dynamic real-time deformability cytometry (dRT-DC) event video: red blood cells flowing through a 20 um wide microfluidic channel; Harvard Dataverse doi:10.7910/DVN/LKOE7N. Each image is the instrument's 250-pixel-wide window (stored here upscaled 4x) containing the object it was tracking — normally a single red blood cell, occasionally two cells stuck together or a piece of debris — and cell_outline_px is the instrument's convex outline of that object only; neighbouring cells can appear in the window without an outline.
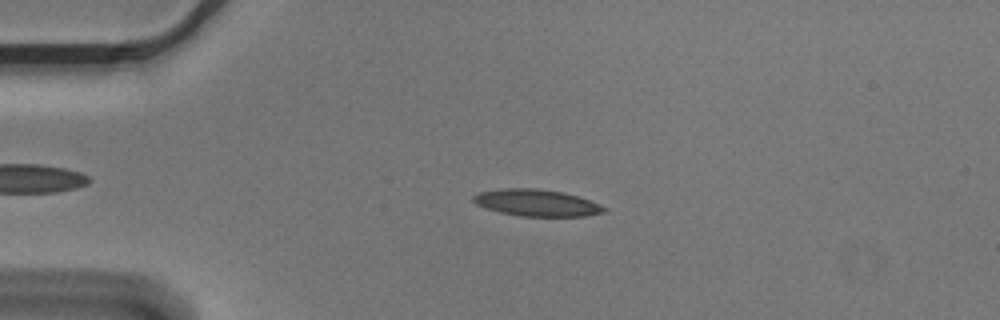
{"species": "Egyptian fruit bat (a non-hibernating species)", "species_latin": "Rousettus aegyptiacus", "temperature_condition": "cold", "stored_images_in_passage": 4, "camera_frame_rate_fps": 3000, "um_per_image_px": 0.085, "animal": {"sex": "male"}, "frame": {"image": 1, "passage_image": 3, "time_ms": 0.667, "image_size_px": [1000, 320], "cell_outline_px": [[608, 208], [604, 212], [584, 216], [520, 216], [500, 212], [476, 204], [472, 200], [472, 196], [476, 192], [504, 188], [536, 188], [564, 192], [600, 204]], "centroid_in_image_um": [45.59, 17.23], "position_along_channel_um": 39.4, "area_um2": 20.35}}